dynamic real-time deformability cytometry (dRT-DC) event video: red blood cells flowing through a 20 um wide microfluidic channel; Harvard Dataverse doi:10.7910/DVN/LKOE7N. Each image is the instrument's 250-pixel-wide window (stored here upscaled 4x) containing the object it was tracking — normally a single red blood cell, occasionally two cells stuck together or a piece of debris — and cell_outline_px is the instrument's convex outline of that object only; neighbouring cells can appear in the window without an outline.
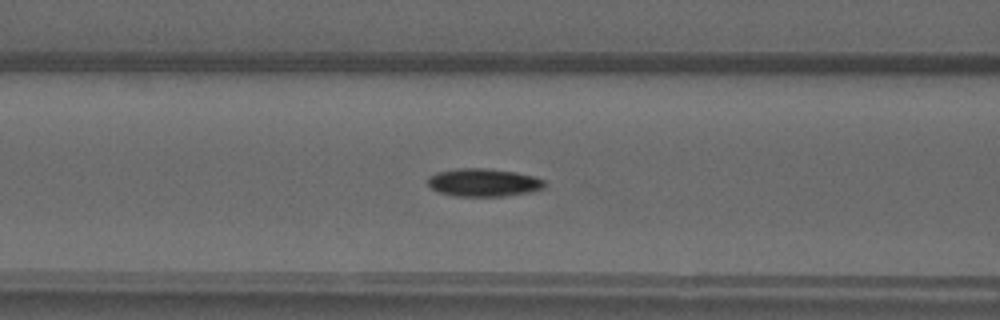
{"species": "common noctule bat (a hibernating species)", "species_latin": "Nyctalus noctula", "temperature_condition": "warm", "stored_images_in_passage": 48, "camera_frame_rate_fps": 3000, "um_per_image_px": 0.085, "animal": {"sex": "male", "forearm_length_mm": 52.5}, "frame": {"image": 1, "passage_image": 18, "time_ms": 5.667, "image_size_px": [1000, 320], "cell_outline_px": [[544, 188], [532, 192], [504, 196], [452, 196], [440, 192], [432, 188], [428, 184], [428, 176], [436, 172], [460, 168], [484, 168], [516, 172], [532, 176], [544, 180]], "centroid_in_image_um": [41.09, 15.51], "position_along_channel_um": 125.5, "area_um2": 19.02}}
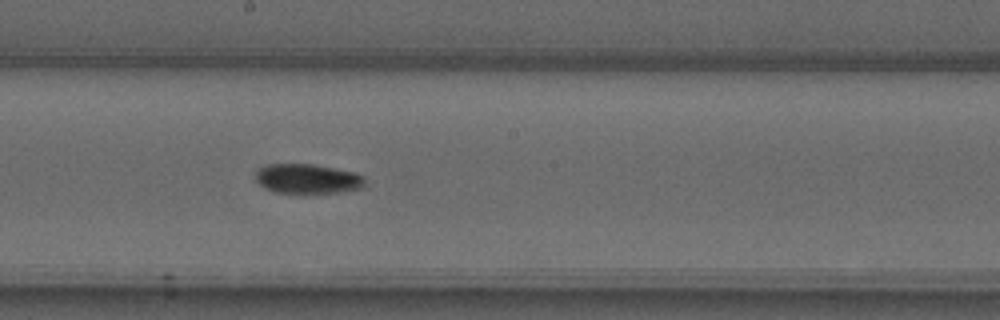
{"frame": {"image": 2, "passage_image": 25, "time_ms": 8.0, "image_size_px": [1000, 320], "cell_outline_px": [[364, 188], [340, 192], [308, 196], [276, 192], [264, 188], [256, 180], [256, 168], [268, 164], [316, 164], [356, 172], [364, 176]], "centroid_in_image_um": [26.16, 15.23], "position_along_channel_um": 222.0, "area_um2": 19.88}}
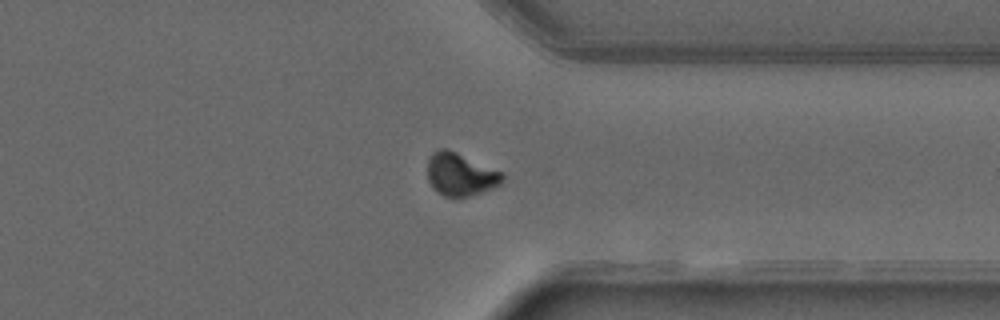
{"frame": {"image": 3, "passage_image": 36, "time_ms": 11.667, "image_size_px": [1000, 320], "cell_outline_px": [[504, 180], [500, 184], [492, 188], [456, 200], [444, 196], [432, 188], [428, 180], [428, 156], [432, 152], [440, 148], [448, 148], [504, 172]], "centroid_in_image_um": [39.13, 14.83], "position_along_channel_um": 372.3, "area_um2": 19.19}}